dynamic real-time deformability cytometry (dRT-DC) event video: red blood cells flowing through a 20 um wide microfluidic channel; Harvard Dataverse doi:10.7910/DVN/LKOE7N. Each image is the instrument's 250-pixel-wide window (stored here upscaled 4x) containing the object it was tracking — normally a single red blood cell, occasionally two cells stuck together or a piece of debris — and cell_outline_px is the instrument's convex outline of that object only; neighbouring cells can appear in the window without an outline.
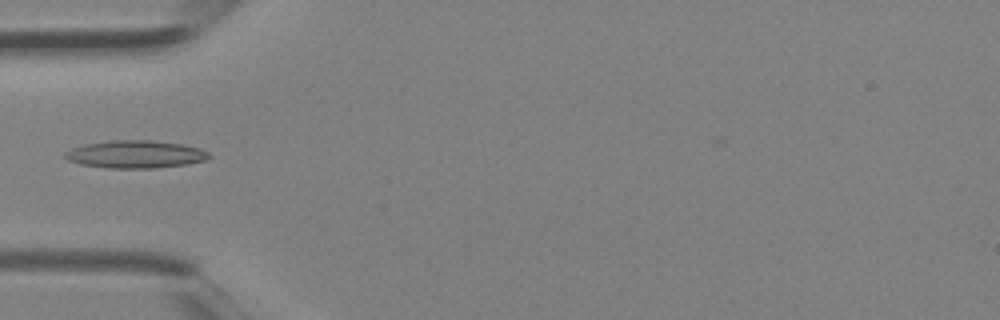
{"species": "Egyptian fruit bat (a non-hibernating species)", "species_latin": "Rousettus aegyptiacus", "temperature_condition": "room temperature", "stored_images_in_passage": 3, "camera_frame_rate_fps": 3000, "um_per_image_px": 0.085, "animal": {"sex": "female"}, "frame": {"image": 1, "passage_image": 3, "time_ms": 0.667, "image_size_px": [1000, 320], "cell_outline_px": [[212, 156], [208, 160], [188, 164], [152, 168], [108, 168], [80, 164], [68, 160], [64, 156], [64, 152], [72, 148], [84, 144], [108, 140], [152, 140], [184, 144], [200, 148], [208, 152]], "centroid_in_image_um": [11.54, 13.11], "position_along_channel_um": 73.5, "area_um2": 23.47}}